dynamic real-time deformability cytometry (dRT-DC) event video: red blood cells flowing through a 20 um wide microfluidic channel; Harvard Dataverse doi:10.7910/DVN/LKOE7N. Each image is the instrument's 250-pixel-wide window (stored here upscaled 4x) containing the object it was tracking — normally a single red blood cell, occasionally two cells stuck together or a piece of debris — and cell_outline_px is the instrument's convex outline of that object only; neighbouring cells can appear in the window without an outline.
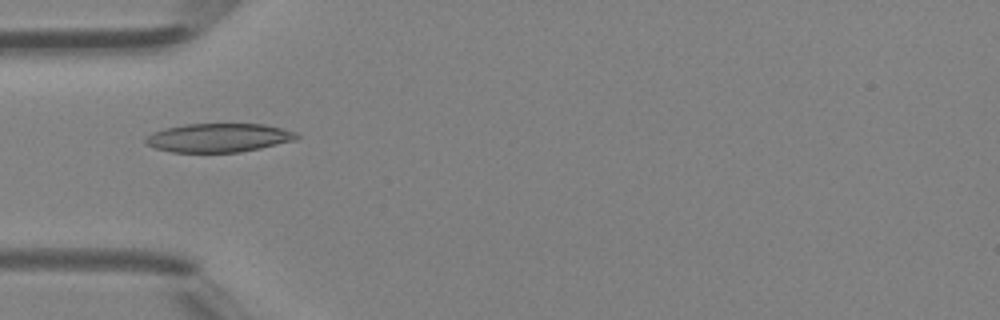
{"species": "Egyptian fruit bat (a non-hibernating species)", "species_latin": "Rousettus aegyptiacus", "temperature_condition": "room temperature", "stored_images_in_passage": 46, "camera_frame_rate_fps": 3000, "um_per_image_px": 0.085, "animal": {"sex": "female"}, "frame": {"image": 1, "passage_image": 15, "time_ms": 4.667, "image_size_px": [1000, 320], "cell_outline_px": [[300, 136], [296, 140], [260, 148], [240, 152], [172, 152], [156, 148], [144, 144], [144, 140], [152, 132], [164, 128], [184, 124], [264, 124], [296, 132]], "centroid_in_image_um": [18.56, 11.71], "position_along_channel_um": 66.4, "area_um2": 25.32}}
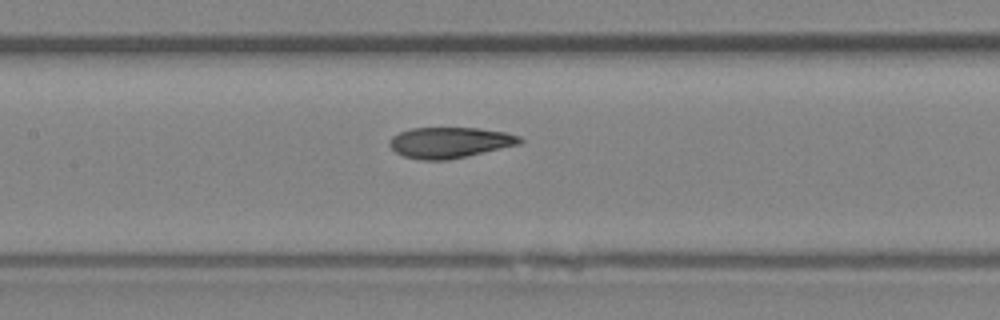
{"frame": {"image": 2, "passage_image": 22, "time_ms": 7.0, "image_size_px": [1000, 320], "cell_outline_px": [[524, 140], [520, 144], [448, 160], [420, 160], [404, 156], [396, 152], [388, 144], [388, 140], [392, 136], [400, 132], [412, 128], [480, 128], [504, 132], [520, 136]], "centroid_in_image_um": [38.22, 12.11], "position_along_channel_um": 169.2, "area_um2": 23.35}}
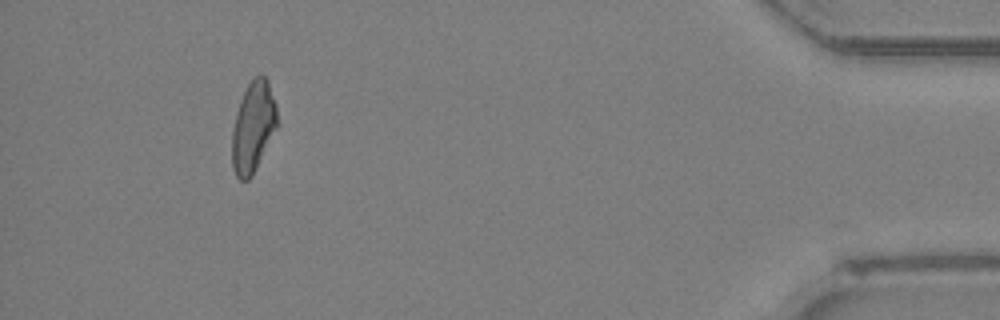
{"frame": {"image": 3, "passage_image": 43, "time_ms": 14.0, "image_size_px": [1000, 320], "cell_outline_px": [[276, 128], [252, 176], [248, 180], [240, 180], [236, 176], [232, 168], [232, 132], [236, 112], [240, 100], [248, 84], [256, 76], [264, 76], [268, 80], [276, 104]], "centroid_in_image_um": [21.5, 10.8], "position_along_channel_um": 413.7, "area_um2": 23.52}, "authors_computed_cell_mechanics": {"area_um2": 23.9292, "velocity_mm_per_s": 4.4364, "shape_relaxation_time_tau1_ms": null, "shape_relaxation_time_tau2_ms": 1.7839, "deformation_change_tau1": null, "deformation_change_tau2": 0.0852}}